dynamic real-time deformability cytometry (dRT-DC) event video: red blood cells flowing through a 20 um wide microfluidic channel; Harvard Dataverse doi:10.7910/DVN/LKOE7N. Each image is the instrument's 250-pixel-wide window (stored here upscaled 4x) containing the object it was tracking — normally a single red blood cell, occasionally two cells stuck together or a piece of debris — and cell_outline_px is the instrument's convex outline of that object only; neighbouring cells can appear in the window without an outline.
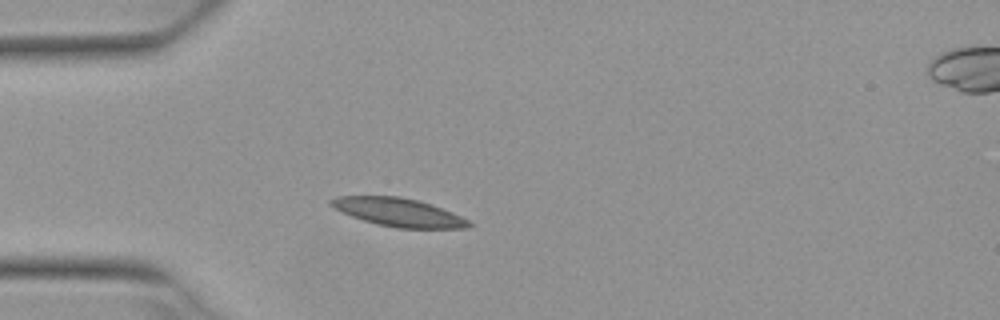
{"species": "Egyptian fruit bat (a non-hibernating species)", "species_latin": "Rousettus aegyptiacus", "temperature_condition": "warm", "stored_images_in_passage": 3, "camera_frame_rate_fps": 3000, "um_per_image_px": 0.085, "animal": {"sex": "female"}, "frame": {"image": 1, "passage_image": 2, "time_ms": 0.333, "image_size_px": [1000, 320], "cell_outline_px": [[472, 224], [468, 228], [396, 228], [376, 224], [352, 216], [328, 204], [328, 200], [336, 196], [400, 196], [416, 200], [452, 212], [468, 220]], "centroid_in_image_um": [33.85, 18.04], "position_along_channel_um": 51.2, "area_um2": 22.43}}